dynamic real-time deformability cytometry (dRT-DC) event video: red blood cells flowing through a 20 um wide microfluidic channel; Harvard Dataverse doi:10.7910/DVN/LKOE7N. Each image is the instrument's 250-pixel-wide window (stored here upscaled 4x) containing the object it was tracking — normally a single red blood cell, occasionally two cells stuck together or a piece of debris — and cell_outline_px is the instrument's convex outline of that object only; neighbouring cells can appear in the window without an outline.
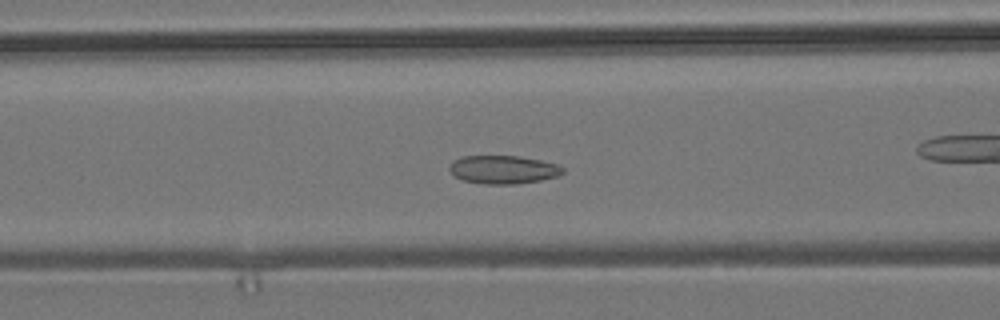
{"species": "common noctule bat (a hibernating species)", "species_latin": "Nyctalus noctula", "temperature_condition": "room temperature", "stored_images_in_passage": 56, "camera_frame_rate_fps": 3000, "um_per_image_px": 0.085, "animal": {"sex": "male", "body_mass_g": 19.2, "forearm_length_mm": 51.8}, "frame": {"image": 1, "passage_image": 22, "time_ms": 7.0, "image_size_px": [1000, 320], "cell_outline_px": [[564, 172], [560, 176], [540, 180], [516, 184], [484, 184], [464, 180], [456, 176], [448, 168], [452, 160], [464, 156], [520, 156], [560, 164], [564, 168]], "centroid_in_image_um": [42.82, 14.41], "position_along_channel_um": 123.8, "area_um2": 18.79}}
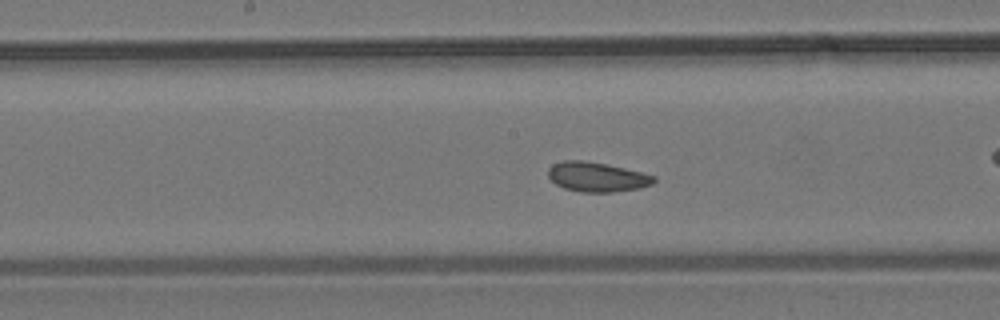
{"frame": {"image": 2, "passage_image": 28, "time_ms": 9.0, "image_size_px": [1000, 320], "cell_outline_px": [[656, 180], [652, 184], [640, 188], [612, 192], [580, 192], [564, 188], [556, 184], [548, 176], [548, 168], [552, 164], [564, 160], [584, 160], [624, 168], [656, 176]], "centroid_in_image_um": [50.72, 15.04], "position_along_channel_um": 197.5, "area_um2": 18.21}}
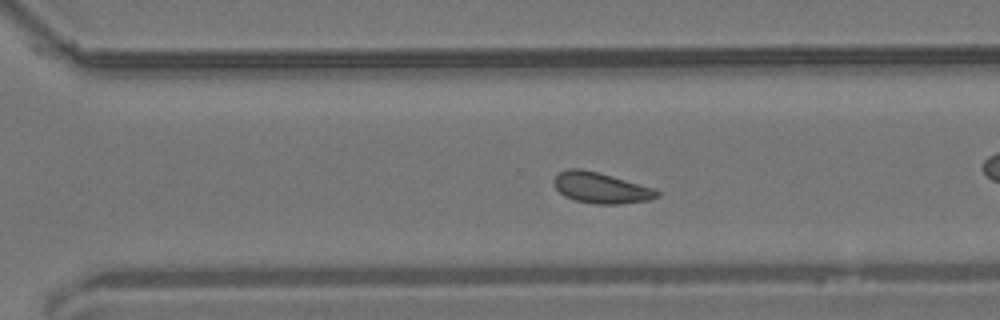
{"frame": {"image": 3, "passage_image": 38, "time_ms": 12.333, "image_size_px": [1000, 320], "cell_outline_px": [[660, 196], [648, 200], [620, 204], [596, 204], [576, 200], [564, 196], [556, 188], [552, 180], [560, 172], [568, 168], [580, 168], [612, 176], [652, 188], [660, 192]], "centroid_in_image_um": [51.05, 15.97], "position_along_channel_um": 319.5, "area_um2": 18.26}}